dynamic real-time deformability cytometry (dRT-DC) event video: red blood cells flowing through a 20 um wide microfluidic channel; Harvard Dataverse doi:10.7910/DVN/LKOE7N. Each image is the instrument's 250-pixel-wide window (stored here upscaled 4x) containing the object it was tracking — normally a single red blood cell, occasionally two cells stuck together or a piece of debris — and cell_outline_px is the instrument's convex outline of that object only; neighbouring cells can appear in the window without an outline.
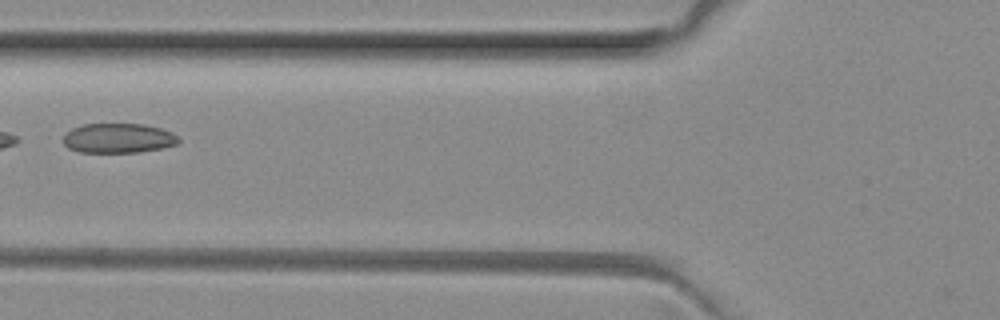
{"species": "common noctule bat (a hibernating species)", "species_latin": "Nyctalus noctula", "temperature_condition": "room temperature", "stored_images_in_passage": 5, "camera_frame_rate_fps": 3000, "um_per_image_px": 0.085, "animal": {"sex": "female", "body_mass_g": 29.2, "forearm_length_mm": 56.3}, "frame": {"image": 1, "passage_image": 4, "time_ms": 1.0, "image_size_px": [1000, 320], "cell_outline_px": [[180, 140], [176, 144], [164, 148], [140, 152], [80, 152], [68, 148], [64, 144], [64, 136], [72, 128], [84, 124], [144, 124], [160, 128], [172, 132]], "centroid_in_image_um": [10.07, 11.75], "position_along_channel_um": 115.7, "area_um2": 19.88}}
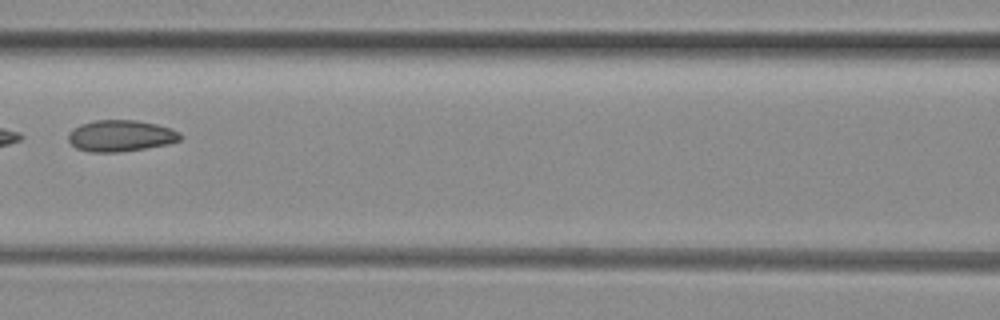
{"frame": {"image": 2, "passage_image": 5, "time_ms": 1.333, "image_size_px": [1000, 320], "cell_outline_px": [[184, 136], [180, 140], [168, 144], [144, 148], [116, 152], [88, 152], [76, 148], [68, 140], [68, 132], [72, 128], [80, 124], [96, 120], [136, 120], [156, 124], [172, 128], [180, 132]], "centroid_in_image_um": [10.26, 11.53], "position_along_channel_um": 156.3, "area_um2": 20.63}}